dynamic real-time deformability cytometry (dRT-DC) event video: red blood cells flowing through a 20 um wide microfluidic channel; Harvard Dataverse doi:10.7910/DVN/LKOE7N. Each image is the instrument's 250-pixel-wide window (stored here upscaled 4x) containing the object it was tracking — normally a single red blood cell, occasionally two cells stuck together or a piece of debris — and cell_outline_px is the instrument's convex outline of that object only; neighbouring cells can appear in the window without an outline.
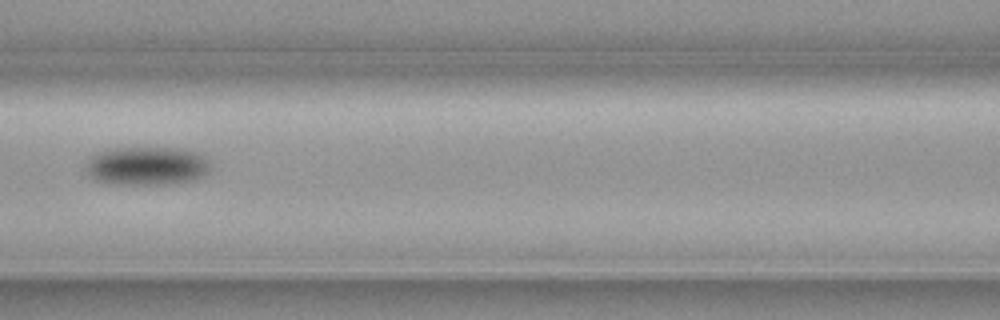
{"species": "common noctule bat (a hibernating species)", "species_latin": "Nyctalus noctula", "temperature_condition": "cold", "stored_images_in_passage": 12, "camera_frame_rate_fps": 3000, "um_per_image_px": 0.085, "animal": {"sex": "female", "body_mass_g": 19.3, "forearm_length_mm": 54.1}, "frame": {"image": 1, "passage_image": 6, "time_ms": 1.667, "image_size_px": [1000, 320], "cell_outline_px": [[208, 172], [204, 176], [196, 180], [168, 184], [112, 184], [96, 180], [88, 176], [84, 168], [84, 164], [88, 156], [104, 148], [184, 148], [196, 152], [204, 156], [208, 160]], "centroid_in_image_um": [12.41, 14.09], "position_along_channel_um": 154.2, "area_um2": 28.67}}
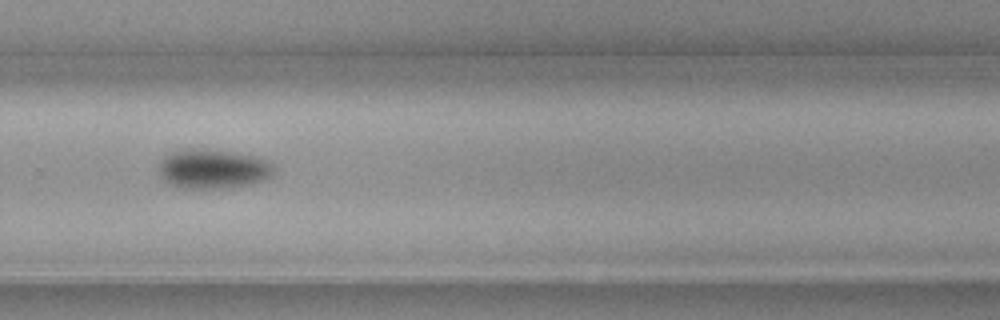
{"frame": {"image": 2, "passage_image": 10, "time_ms": 3.0, "image_size_px": [1000, 320], "cell_outline_px": [[272, 172], [264, 180], [252, 184], [224, 188], [180, 188], [164, 180], [160, 172], [160, 160], [168, 152], [176, 148], [196, 148], [228, 152], [256, 156], [268, 160], [272, 164]], "centroid_in_image_um": [18.05, 14.34], "position_along_channel_um": 311.7, "area_um2": 26.41}}